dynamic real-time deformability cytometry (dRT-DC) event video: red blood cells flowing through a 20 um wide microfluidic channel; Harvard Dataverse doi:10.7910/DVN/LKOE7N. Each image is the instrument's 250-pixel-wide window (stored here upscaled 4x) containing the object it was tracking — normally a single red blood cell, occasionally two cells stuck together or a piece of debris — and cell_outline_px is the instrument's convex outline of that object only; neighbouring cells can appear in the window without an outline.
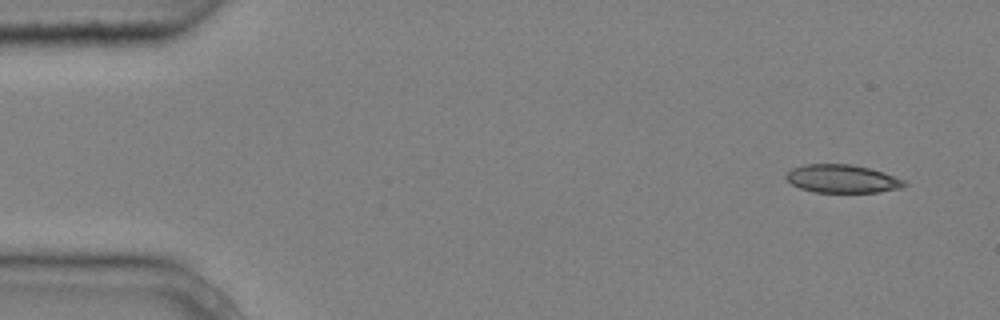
{"species": "common noctule bat (a hibernating species)", "species_latin": "Nyctalus noctula", "temperature_condition": "cold", "stored_images_in_passage": 6, "camera_frame_rate_fps": 3000, "um_per_image_px": 0.085, "animal": {"sex": "male", "body_mass_g": 20.4}, "frame": {"image": 1, "passage_image": 1, "time_ms": 0.0, "image_size_px": [1000, 320], "cell_outline_px": [[908, 184], [900, 188], [880, 192], [812, 192], [800, 188], [792, 184], [784, 176], [792, 168], [804, 164], [848, 164], [868, 168], [884, 172], [904, 180]], "centroid_in_image_um": [71.58, 15.2], "position_along_channel_um": 13.4, "area_um2": 19.36}}
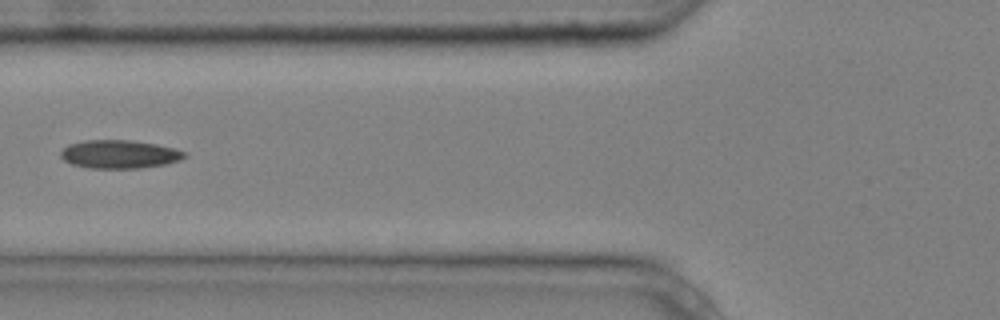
{"frame": {"image": 2, "passage_image": 5, "time_ms": 1.333, "image_size_px": [1000, 320], "cell_outline_px": [[188, 156], [180, 160], [164, 164], [140, 168], [88, 168], [72, 164], [64, 160], [60, 156], [60, 152], [68, 144], [84, 140], [128, 140], [156, 144], [176, 148], [188, 152]], "centroid_in_image_um": [10.17, 13.1], "position_along_channel_um": 115.6, "area_um2": 20.58}}